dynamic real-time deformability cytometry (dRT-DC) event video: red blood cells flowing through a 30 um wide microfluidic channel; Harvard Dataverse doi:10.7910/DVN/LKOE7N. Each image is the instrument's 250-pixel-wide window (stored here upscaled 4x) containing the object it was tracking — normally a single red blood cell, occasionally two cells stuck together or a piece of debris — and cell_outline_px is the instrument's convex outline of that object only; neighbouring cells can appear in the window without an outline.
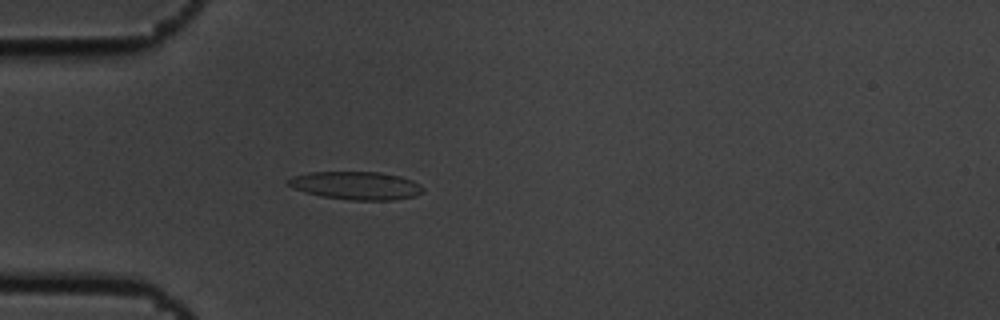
{"species": "common noctule bat (a hibernating species)", "species_latin": "Nyctalus noctula", "temperature_condition": "cold", "stored_images_in_passage": 3, "camera_frame_rate_fps": 3000, "um_per_image_px": 0.085, "animal": {"sex": "male", "body_mass_g": 19.5, "forearm_length_mm": 54.6}, "frame": {"image": 1, "passage_image": 3, "time_ms": 0.667, "image_size_px": [1000, 320], "cell_outline_px": [[424, 192], [416, 196], [392, 200], [348, 200], [320, 196], [304, 192], [292, 188], [284, 180], [308, 172], [380, 172], [400, 176], [412, 180], [420, 184], [424, 188]], "centroid_in_image_um": [30.28, 15.78], "position_along_channel_um": 54.7, "area_um2": 22.25}}